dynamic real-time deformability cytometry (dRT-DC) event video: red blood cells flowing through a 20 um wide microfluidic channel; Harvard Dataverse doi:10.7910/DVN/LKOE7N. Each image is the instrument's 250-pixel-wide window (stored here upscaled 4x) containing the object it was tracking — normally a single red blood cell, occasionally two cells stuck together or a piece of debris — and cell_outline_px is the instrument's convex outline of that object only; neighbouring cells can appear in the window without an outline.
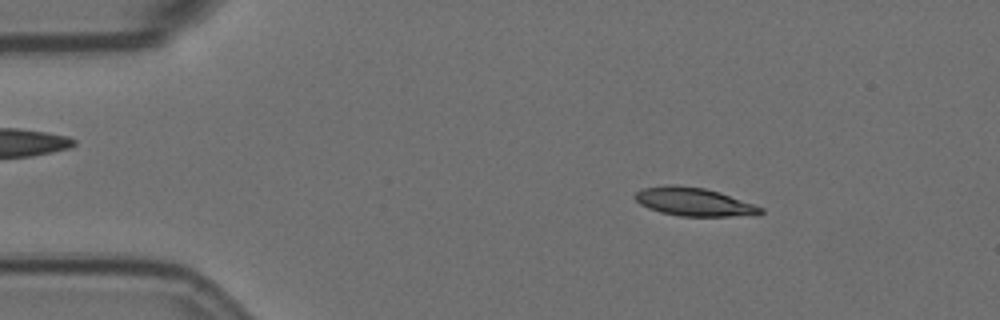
{"species": "Egyptian fruit bat (a non-hibernating species)", "species_latin": "Rousettus aegyptiacus", "temperature_condition": "room temperature", "stored_images_in_passage": 57, "segment_of_instrument_passage": [1, 2], "camera_frame_rate_fps": 3000, "um_per_image_px": 0.085, "animal": {"sex": "female"}, "frame": {"image": 1, "passage_image": 8, "time_ms": 2.333, "image_size_px": [1000, 320], "cell_outline_px": [[764, 212], [760, 216], [680, 216], [660, 212], [648, 208], [640, 204], [632, 196], [636, 192], [644, 188], [668, 184], [704, 188], [720, 192], [756, 204], [764, 208]], "centroid_in_image_um": [59.05, 17.17], "position_along_channel_um": 25.9, "area_um2": 21.04}}
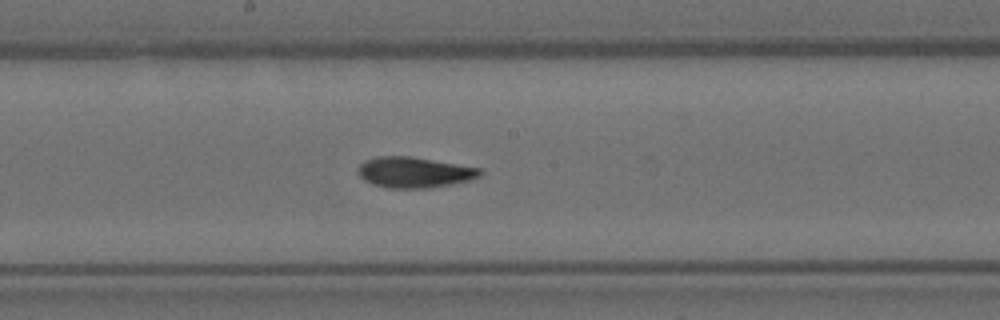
{"frame": {"image": 2, "passage_image": 29, "time_ms": 9.333, "image_size_px": [1000, 320], "cell_outline_px": [[484, 172], [480, 176], [468, 180], [452, 184], [428, 188], [388, 188], [372, 184], [364, 180], [356, 172], [356, 168], [364, 160], [376, 156], [408, 156], [480, 168]], "centroid_in_image_um": [35.16, 14.65], "position_along_channel_um": 213.0, "area_um2": 21.85}}
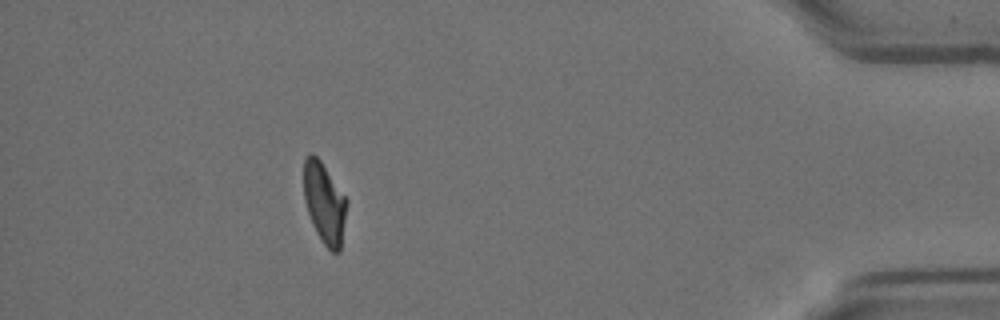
{"frame": {"image": 3, "passage_image": 50, "time_ms": 16.333, "image_size_px": [1000, 320], "cell_outline_px": [[348, 204], [340, 252], [332, 252], [324, 244], [316, 232], [312, 224], [304, 200], [304, 156], [308, 152], [312, 152], [320, 160], [348, 200]], "centroid_in_image_um": [27.58, 17.24], "position_along_channel_um": 407.6, "area_um2": 20.4}}